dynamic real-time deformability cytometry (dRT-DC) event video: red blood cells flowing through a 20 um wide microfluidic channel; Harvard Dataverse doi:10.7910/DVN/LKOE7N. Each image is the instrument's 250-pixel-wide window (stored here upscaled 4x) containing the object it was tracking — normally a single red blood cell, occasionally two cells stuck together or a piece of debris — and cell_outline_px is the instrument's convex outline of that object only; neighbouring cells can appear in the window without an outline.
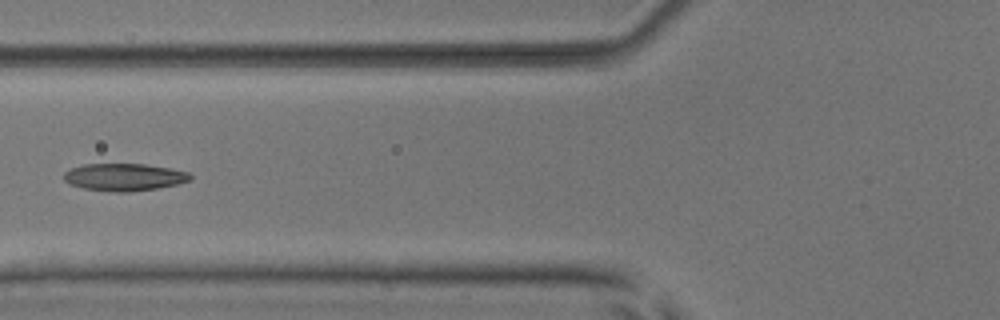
{"species": "common noctule bat (a hibernating species)", "species_latin": "Nyctalus noctula", "temperature_condition": "room temperature", "stored_images_in_passage": 8, "camera_frame_rate_fps": 3000, "um_per_image_px": 0.085, "animal": {"sex": "male", "body_mass_g": 17.9, "forearm_length_mm": 54.2}, "frame": {"image": 1, "passage_image": 7, "time_ms": 7.0, "image_size_px": [1000, 320], "cell_outline_px": [[192, 180], [160, 188], [128, 192], [116, 192], [84, 188], [72, 184], [64, 180], [64, 172], [72, 168], [84, 164], [144, 164], [172, 168], [188, 172], [192, 176]], "centroid_in_image_um": [10.6, 15.05], "position_along_channel_um": 115.2, "area_um2": 20.11}}
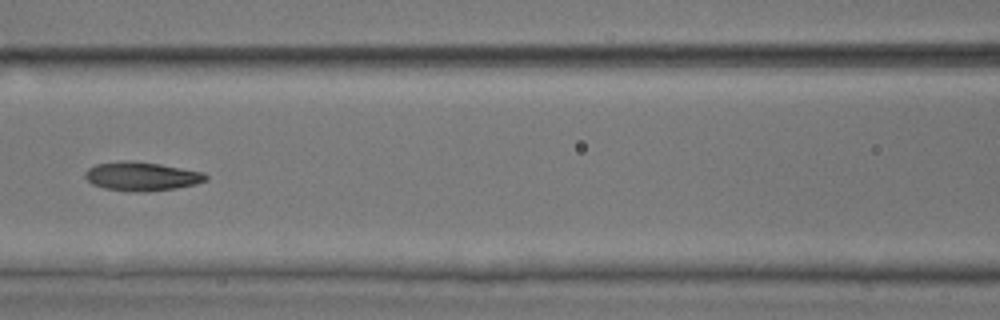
{"frame": {"image": 2, "passage_image": 8, "time_ms": 8.0, "image_size_px": [1000, 320], "cell_outline_px": [[208, 180], [196, 184], [176, 188], [148, 192], [132, 192], [104, 188], [92, 184], [84, 176], [84, 172], [88, 168], [96, 164], [124, 160], [132, 160], [160, 164], [204, 172], [208, 176]], "centroid_in_image_um": [12.04, 14.99], "position_along_channel_um": 154.6, "area_um2": 20.52}}